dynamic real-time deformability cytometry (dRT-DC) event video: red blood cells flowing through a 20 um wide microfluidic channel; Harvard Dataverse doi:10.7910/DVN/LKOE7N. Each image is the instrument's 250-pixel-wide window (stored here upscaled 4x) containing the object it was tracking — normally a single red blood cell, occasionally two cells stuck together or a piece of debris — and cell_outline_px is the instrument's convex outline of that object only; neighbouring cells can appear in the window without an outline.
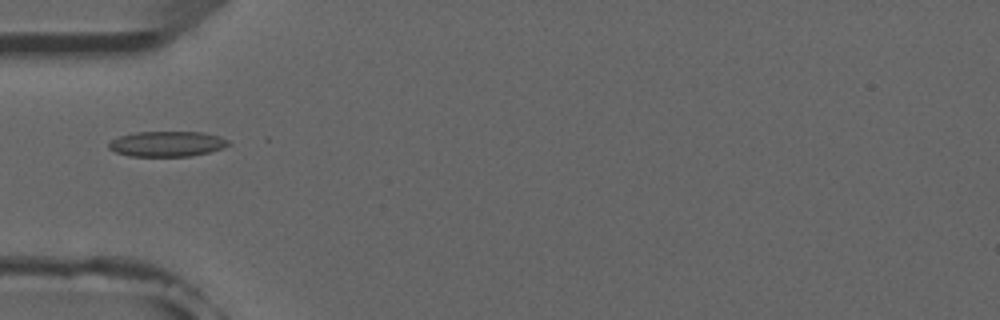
{"species": "common noctule bat (a hibernating species)", "species_latin": "Nyctalus noctula", "temperature_condition": "room temperature", "stored_images_in_passage": 5, "camera_frame_rate_fps": 3000, "um_per_image_px": 0.085, "animal": {"sex": "male", "forearm_length_mm": 52.5}, "frame": {"image": 1, "passage_image": 5, "time_ms": 4.667, "image_size_px": [1000, 320], "cell_outline_px": [[232, 144], [224, 148], [192, 156], [132, 156], [116, 152], [108, 148], [108, 144], [112, 140], [120, 136], [136, 132], [204, 132], [220, 136], [228, 140]], "centroid_in_image_um": [14.25, 12.23], "position_along_channel_um": 70.8, "area_um2": 17.69}}